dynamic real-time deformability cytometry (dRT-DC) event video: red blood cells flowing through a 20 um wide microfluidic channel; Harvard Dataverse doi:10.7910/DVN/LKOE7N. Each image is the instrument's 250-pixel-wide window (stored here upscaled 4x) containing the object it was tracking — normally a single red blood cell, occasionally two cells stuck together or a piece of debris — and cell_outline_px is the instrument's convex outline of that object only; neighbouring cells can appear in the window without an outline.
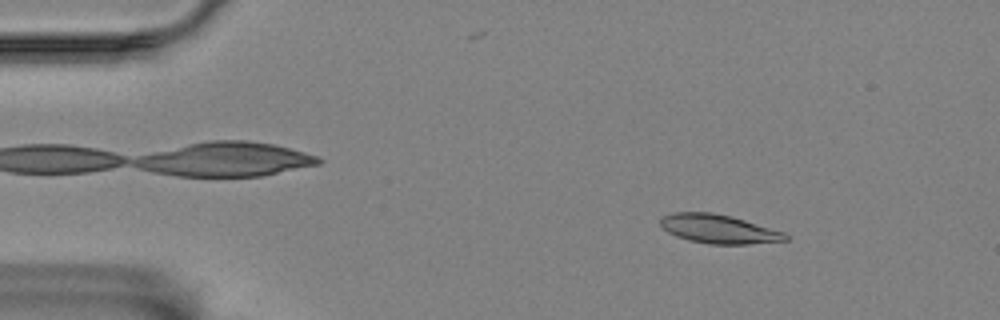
{"species": "Egyptian fruit bat (a non-hibernating species)", "species_latin": "Rousettus aegyptiacus", "temperature_condition": "room temperature", "stored_images_in_passage": 16, "camera_frame_rate_fps": 3000, "um_per_image_px": 0.085, "animal": {"sex": "female"}, "frame": {"image": 1, "passage_image": 7, "time_ms": 2.0, "image_size_px": [1000, 320], "cell_outline_px": [[788, 240], [748, 244], [708, 244], [688, 240], [676, 236], [668, 232], [660, 224], [660, 220], [664, 216], [672, 212], [712, 212], [732, 216], [784, 232], [788, 236]], "centroid_in_image_um": [61.08, 19.46], "position_along_channel_um": 23.9, "area_um2": 20.98}}